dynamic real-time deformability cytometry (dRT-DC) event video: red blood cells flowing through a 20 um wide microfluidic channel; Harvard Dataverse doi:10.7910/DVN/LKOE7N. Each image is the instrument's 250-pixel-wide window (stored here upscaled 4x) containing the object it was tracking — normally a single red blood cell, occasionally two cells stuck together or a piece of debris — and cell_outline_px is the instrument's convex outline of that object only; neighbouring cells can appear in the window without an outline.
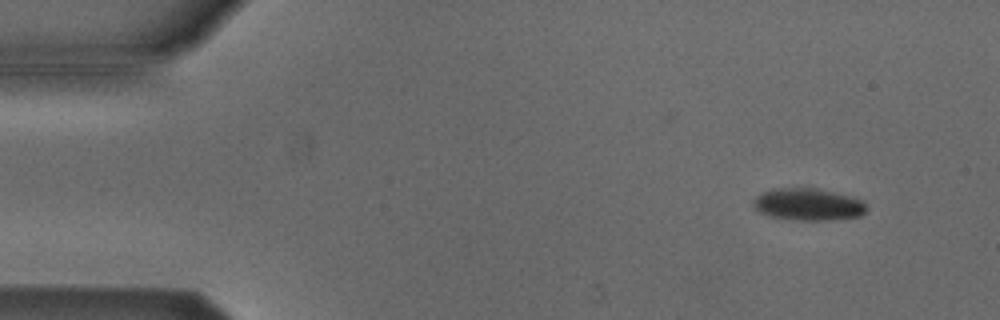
{"species": "Egyptian fruit bat (a non-hibernating species)", "species_latin": "Rousettus aegyptiacus", "temperature_condition": "cold", "stored_images_in_passage": 3, "camera_frame_rate_fps": 3000, "um_per_image_px": 0.085, "animal": {"sex": "male"}, "frame": {"image": 1, "passage_image": 1, "time_ms": 0.0, "image_size_px": [1000, 320], "cell_outline_px": [[868, 208], [860, 216], [832, 220], [800, 220], [772, 216], [760, 212], [752, 204], [752, 200], [760, 192], [772, 188], [816, 188], [852, 196], [864, 200]], "centroid_in_image_um": [68.71, 17.36], "position_along_channel_um": 16.3, "area_um2": 21.33}}